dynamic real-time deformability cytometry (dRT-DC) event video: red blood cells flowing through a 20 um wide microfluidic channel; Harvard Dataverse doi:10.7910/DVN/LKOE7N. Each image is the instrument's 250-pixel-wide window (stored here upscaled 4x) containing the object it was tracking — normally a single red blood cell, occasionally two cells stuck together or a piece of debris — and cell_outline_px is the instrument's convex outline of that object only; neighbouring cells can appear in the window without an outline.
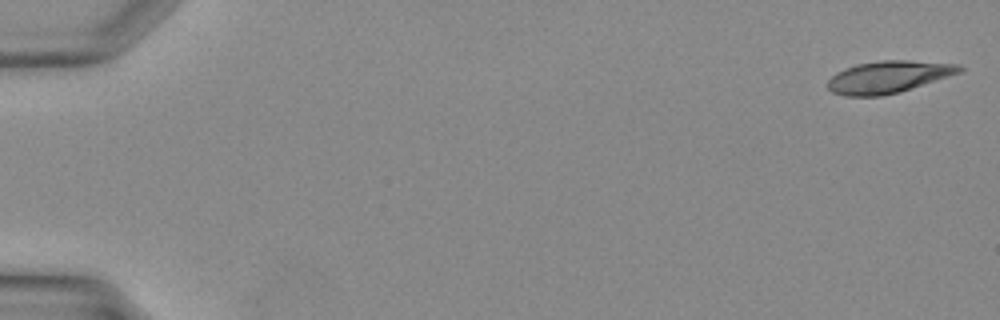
{"species": "Egyptian fruit bat (a non-hibernating species)", "species_latin": "Rousettus aegyptiacus", "temperature_condition": "warm", "stored_images_in_passage": 38, "camera_frame_rate_fps": 3000, "um_per_image_px": 0.085, "animal": {"sex": "female"}, "frame": {"image": 1, "passage_image": 1, "time_ms": 0.0, "image_size_px": [1000, 320], "cell_outline_px": [[964, 72], [900, 92], [880, 96], [844, 96], [832, 92], [828, 88], [828, 80], [836, 72], [844, 68], [856, 64], [880, 60], [908, 60], [960, 64], [964, 68]], "centroid_in_image_um": [75.55, 6.53], "position_along_channel_um": 9.4, "area_um2": 24.97}}
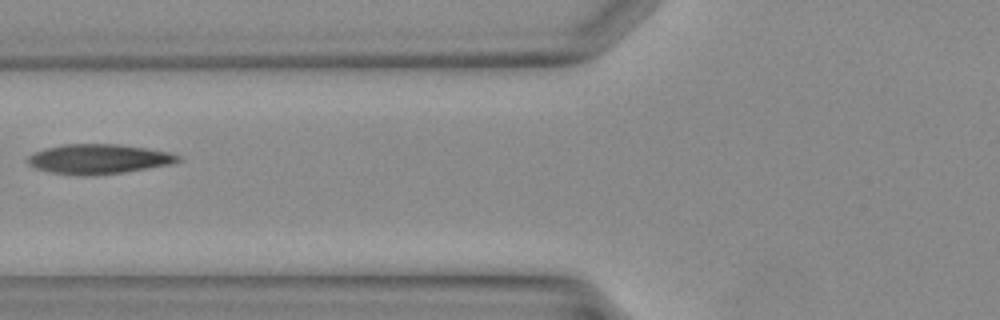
{"frame": {"image": 2, "passage_image": 16, "time_ms": 5.0, "image_size_px": [1000, 320], "cell_outline_px": [[184, 160], [168, 164], [124, 172], [48, 172], [36, 168], [28, 164], [28, 156], [36, 152], [48, 148], [64, 144], [120, 144], [168, 152], [180, 156]], "centroid_in_image_um": [8.42, 13.46], "position_along_channel_um": 117.4, "area_um2": 24.62}}
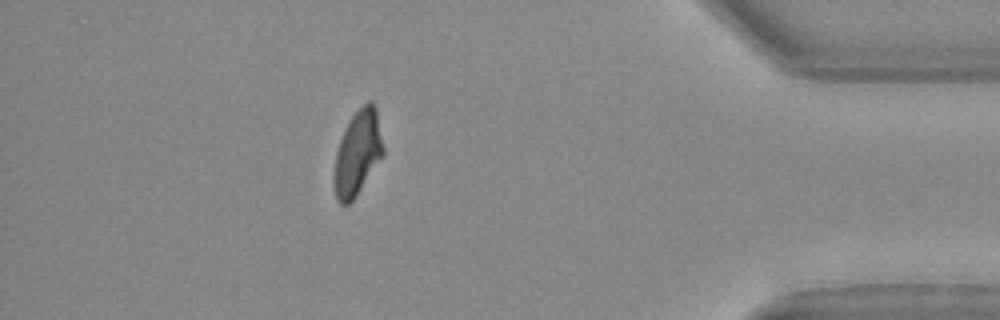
{"frame": {"image": 3, "passage_image": 34, "time_ms": 11.0, "image_size_px": [1000, 320], "cell_outline_px": [[384, 156], [356, 196], [348, 204], [340, 204], [336, 200], [332, 184], [336, 152], [340, 140], [352, 116], [368, 100], [372, 100], [376, 108], [384, 148]], "centroid_in_image_um": [30.4, 13.05], "position_along_channel_um": 404.8, "area_um2": 24.39}}